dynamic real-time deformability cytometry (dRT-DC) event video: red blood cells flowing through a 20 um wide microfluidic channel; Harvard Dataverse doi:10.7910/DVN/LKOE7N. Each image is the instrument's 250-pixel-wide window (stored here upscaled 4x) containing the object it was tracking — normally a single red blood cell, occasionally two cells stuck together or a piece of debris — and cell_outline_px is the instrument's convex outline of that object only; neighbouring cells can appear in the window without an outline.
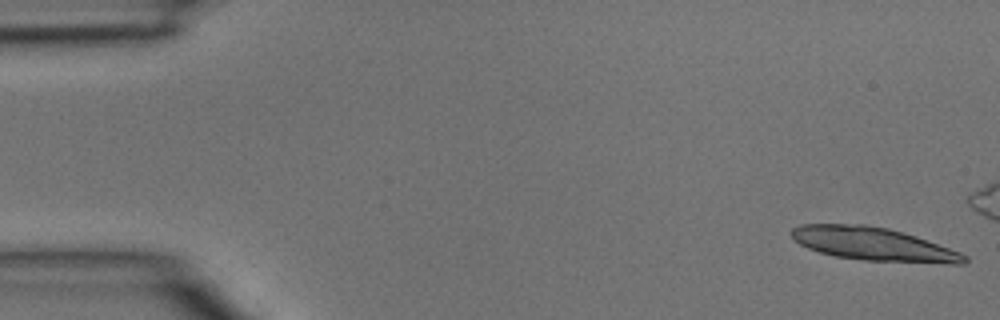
{"species": "common noctule bat (a hibernating species)", "species_latin": "Nyctalus noctula", "temperature_condition": "room temperature", "stored_images_in_passage": 4, "camera_frame_rate_fps": 3000, "um_per_image_px": 0.085, "animal": {"sex": "male", "body_mass_g": 15.6}, "frame": {"image": 1, "passage_image": 1, "time_ms": 0.0, "image_size_px": [1000, 320], "cell_outline_px": [[968, 260], [964, 264], [952, 264], [864, 260], [832, 256], [808, 248], [792, 240], [792, 228], [800, 224], [864, 224], [888, 228], [916, 236], [960, 252], [968, 256]], "centroid_in_image_um": [74.23, 20.75], "position_along_channel_um": 10.8, "area_um2": 33.58}}